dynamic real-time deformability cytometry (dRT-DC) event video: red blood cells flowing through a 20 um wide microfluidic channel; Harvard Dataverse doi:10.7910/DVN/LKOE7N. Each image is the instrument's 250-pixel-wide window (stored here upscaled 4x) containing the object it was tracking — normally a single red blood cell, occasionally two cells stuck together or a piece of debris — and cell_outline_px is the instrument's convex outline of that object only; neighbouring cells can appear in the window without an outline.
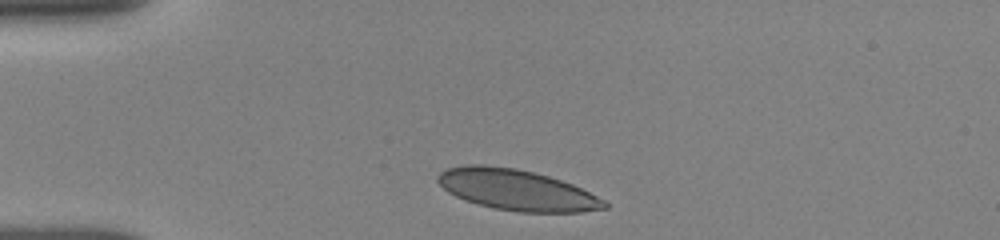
{"species": "human", "species_latin": "Homo sapiens", "temperature_condition": "room temperature", "stored_images_in_passage": 3, "camera_frame_rate_fps": 3000, "um_per_image_px": 0.085, "donor": {"sex": "female"}, "frame": {"image": 1, "passage_image": 1, "time_ms": 0.0, "image_size_px": [1000, 240], "cell_outline_px": [[608, 208], [580, 212], [516, 212], [492, 208], [464, 200], [448, 192], [436, 180], [436, 176], [440, 172], [448, 168], [468, 164], [480, 164], [516, 168], [548, 176], [572, 184], [604, 200], [608, 204]], "centroid_in_image_um": [43.89, 16.14], "position_along_channel_um": 41.1, "area_um2": 39.54}}
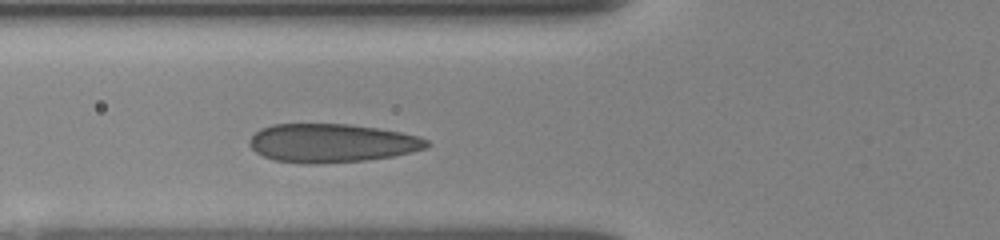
{"frame": {"image": 2, "passage_image": 3, "time_ms": 2.333, "image_size_px": [1000, 240], "cell_outline_px": [[428, 148], [392, 156], [364, 160], [312, 164], [308, 164], [276, 160], [264, 156], [256, 152], [248, 144], [248, 140], [260, 128], [272, 124], [348, 124], [376, 128], [400, 132], [420, 136], [428, 140]], "centroid_in_image_um": [28.18, 12.15], "position_along_channel_um": 97.6, "area_um2": 39.71}}